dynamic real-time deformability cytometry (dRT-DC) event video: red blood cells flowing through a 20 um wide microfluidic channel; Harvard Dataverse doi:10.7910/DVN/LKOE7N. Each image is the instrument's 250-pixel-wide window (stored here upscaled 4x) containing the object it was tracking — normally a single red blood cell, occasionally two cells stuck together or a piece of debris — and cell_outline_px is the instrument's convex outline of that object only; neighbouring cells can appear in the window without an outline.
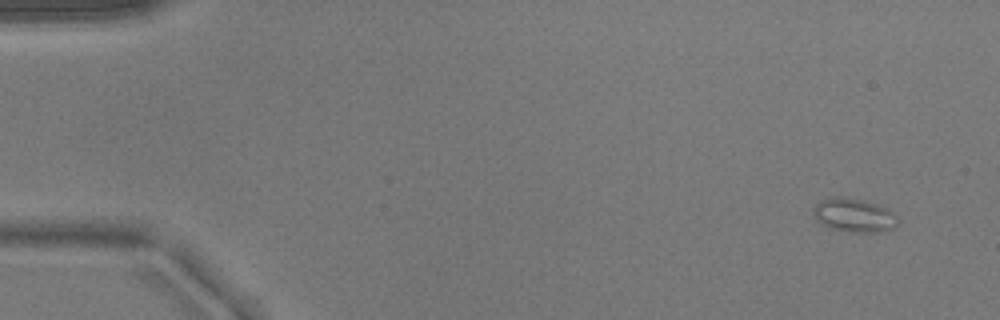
{"species": "common noctule bat (a hibernating species)", "species_latin": "Nyctalus noctula", "temperature_condition": "warm", "stored_images_in_passage": 50, "camera_frame_rate_fps": 3000, "um_per_image_px": 0.085, "animal": {"sex": "male", "body_mass_g": 17.9}, "frame": {"image": 1, "passage_image": 1, "time_ms": 0.0, "image_size_px": [1000, 320], "cell_outline_px": [[900, 220], [892, 228], [880, 232], [848, 232], [832, 228], [820, 224], [812, 212], [812, 208], [816, 204], [832, 196], [848, 196], [864, 200], [888, 208]], "centroid_in_image_um": [72.58, 18.28], "position_along_channel_um": 12.4, "area_um2": 16.76}}
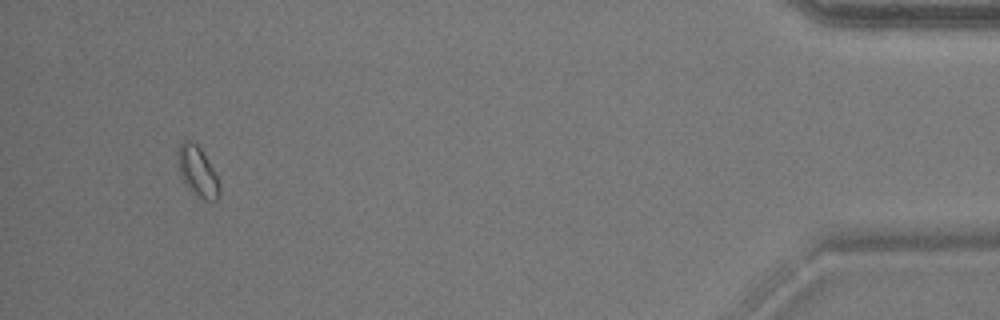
{"frame": {"image": 2, "passage_image": 47, "time_ms": 15.333, "image_size_px": [1000, 320], "cell_outline_px": [[220, 192], [216, 200], [204, 200], [192, 192], [184, 184], [180, 176], [176, 152], [180, 144], [184, 140], [188, 140], [196, 144], [200, 148], [220, 180]], "centroid_in_image_um": [16.78, 14.58], "position_along_channel_um": 418.4, "area_um2": 12.25}}